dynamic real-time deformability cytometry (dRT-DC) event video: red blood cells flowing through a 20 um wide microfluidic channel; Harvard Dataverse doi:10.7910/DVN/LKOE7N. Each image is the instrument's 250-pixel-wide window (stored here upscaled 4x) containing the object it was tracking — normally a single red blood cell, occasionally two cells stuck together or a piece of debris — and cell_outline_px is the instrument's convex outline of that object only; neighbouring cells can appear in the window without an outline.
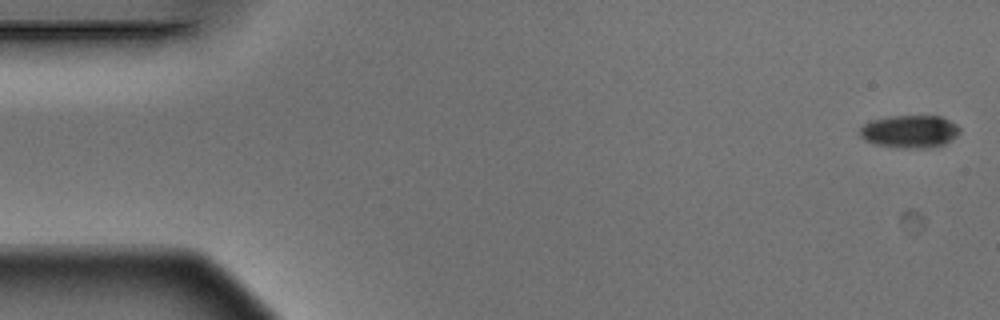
{"species": "Egyptian fruit bat (a non-hibernating species)", "species_latin": "Rousettus aegyptiacus", "temperature_condition": "warm", "stored_images_in_passage": 5, "camera_frame_rate_fps": 3000, "um_per_image_px": 0.085, "animal": {"sex": "male"}, "frame": {"image": 1, "passage_image": 1, "time_ms": 0.0, "image_size_px": [1000, 320], "cell_outline_px": [[960, 132], [956, 136], [944, 144], [924, 148], [904, 148], [876, 144], [864, 140], [860, 136], [860, 128], [868, 120], [888, 116], [944, 116], [956, 124], [960, 128]], "centroid_in_image_um": [77.32, 11.16], "position_along_channel_um": 7.7, "area_um2": 19.13}}
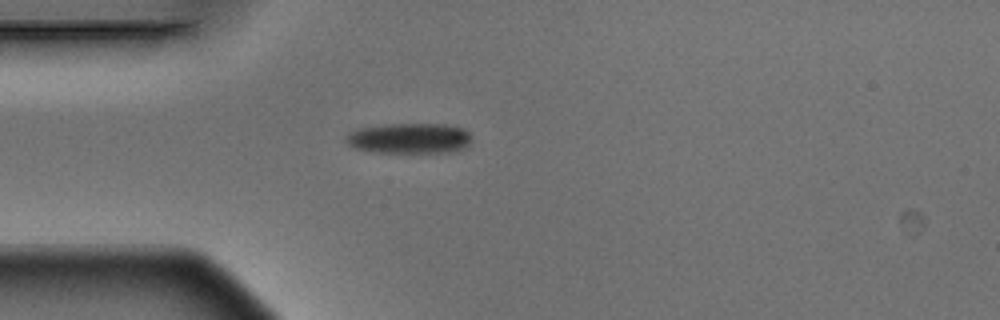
{"frame": {"image": 2, "passage_image": 5, "time_ms": 1.333, "image_size_px": [1000, 320], "cell_outline_px": [[468, 148], [452, 152], [376, 152], [352, 148], [344, 140], [344, 136], [348, 132], [356, 128], [384, 124], [444, 124], [464, 128], [468, 132]], "centroid_in_image_um": [34.73, 11.75], "position_along_channel_um": 50.3, "area_um2": 22.54}}